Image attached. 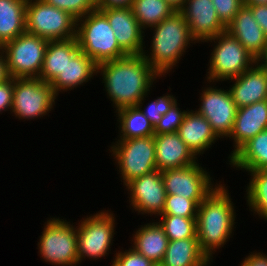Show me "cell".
Segmentation results:
<instances>
[{
    "instance_id": "cell-1",
    "label": "cell",
    "mask_w": 267,
    "mask_h": 266,
    "mask_svg": "<svg viewBox=\"0 0 267 266\" xmlns=\"http://www.w3.org/2000/svg\"><path fill=\"white\" fill-rule=\"evenodd\" d=\"M100 72L106 92L116 111L137 106L148 95L154 80L160 77L143 54L127 55L103 62L97 65V74Z\"/></svg>"
},
{
    "instance_id": "cell-2",
    "label": "cell",
    "mask_w": 267,
    "mask_h": 266,
    "mask_svg": "<svg viewBox=\"0 0 267 266\" xmlns=\"http://www.w3.org/2000/svg\"><path fill=\"white\" fill-rule=\"evenodd\" d=\"M222 184L199 204L196 215L197 239L202 252L211 261L213 252L225 245L232 234L235 210Z\"/></svg>"
},
{
    "instance_id": "cell-3",
    "label": "cell",
    "mask_w": 267,
    "mask_h": 266,
    "mask_svg": "<svg viewBox=\"0 0 267 266\" xmlns=\"http://www.w3.org/2000/svg\"><path fill=\"white\" fill-rule=\"evenodd\" d=\"M152 36L150 54L142 53L146 61L162 77L180 60L190 41L196 42L180 11H174L169 17L157 24ZM150 56V57H149Z\"/></svg>"
},
{
    "instance_id": "cell-4",
    "label": "cell",
    "mask_w": 267,
    "mask_h": 266,
    "mask_svg": "<svg viewBox=\"0 0 267 266\" xmlns=\"http://www.w3.org/2000/svg\"><path fill=\"white\" fill-rule=\"evenodd\" d=\"M76 38L79 49L97 65L128 55L119 46L107 17L98 9L77 19Z\"/></svg>"
},
{
    "instance_id": "cell-5",
    "label": "cell",
    "mask_w": 267,
    "mask_h": 266,
    "mask_svg": "<svg viewBox=\"0 0 267 266\" xmlns=\"http://www.w3.org/2000/svg\"><path fill=\"white\" fill-rule=\"evenodd\" d=\"M27 0L26 32L48 41L76 37L77 19L67 11L45 3L43 0Z\"/></svg>"
},
{
    "instance_id": "cell-6",
    "label": "cell",
    "mask_w": 267,
    "mask_h": 266,
    "mask_svg": "<svg viewBox=\"0 0 267 266\" xmlns=\"http://www.w3.org/2000/svg\"><path fill=\"white\" fill-rule=\"evenodd\" d=\"M216 43L211 52L207 80L210 82L233 79L255 65L256 59L227 31L205 42Z\"/></svg>"
},
{
    "instance_id": "cell-7",
    "label": "cell",
    "mask_w": 267,
    "mask_h": 266,
    "mask_svg": "<svg viewBox=\"0 0 267 266\" xmlns=\"http://www.w3.org/2000/svg\"><path fill=\"white\" fill-rule=\"evenodd\" d=\"M48 40L27 32L1 47L12 78H38Z\"/></svg>"
},
{
    "instance_id": "cell-8",
    "label": "cell",
    "mask_w": 267,
    "mask_h": 266,
    "mask_svg": "<svg viewBox=\"0 0 267 266\" xmlns=\"http://www.w3.org/2000/svg\"><path fill=\"white\" fill-rule=\"evenodd\" d=\"M44 227L38 242V249L44 261L61 266L78 264L76 228L70 222L59 218H51Z\"/></svg>"
},
{
    "instance_id": "cell-9",
    "label": "cell",
    "mask_w": 267,
    "mask_h": 266,
    "mask_svg": "<svg viewBox=\"0 0 267 266\" xmlns=\"http://www.w3.org/2000/svg\"><path fill=\"white\" fill-rule=\"evenodd\" d=\"M111 149L125 185L134 178L156 170L154 136L119 139Z\"/></svg>"
},
{
    "instance_id": "cell-10",
    "label": "cell",
    "mask_w": 267,
    "mask_h": 266,
    "mask_svg": "<svg viewBox=\"0 0 267 266\" xmlns=\"http://www.w3.org/2000/svg\"><path fill=\"white\" fill-rule=\"evenodd\" d=\"M56 96L50 83L39 78H14L11 111L19 119L41 118L52 110Z\"/></svg>"
},
{
    "instance_id": "cell-11",
    "label": "cell",
    "mask_w": 267,
    "mask_h": 266,
    "mask_svg": "<svg viewBox=\"0 0 267 266\" xmlns=\"http://www.w3.org/2000/svg\"><path fill=\"white\" fill-rule=\"evenodd\" d=\"M115 219L110 212H100L87 216L76 227L78 258L81 262L85 257L97 260L109 252L114 236Z\"/></svg>"
},
{
    "instance_id": "cell-12",
    "label": "cell",
    "mask_w": 267,
    "mask_h": 266,
    "mask_svg": "<svg viewBox=\"0 0 267 266\" xmlns=\"http://www.w3.org/2000/svg\"><path fill=\"white\" fill-rule=\"evenodd\" d=\"M166 194L194 200L198 205L215 189L210 174L198 163L161 171Z\"/></svg>"
},
{
    "instance_id": "cell-13",
    "label": "cell",
    "mask_w": 267,
    "mask_h": 266,
    "mask_svg": "<svg viewBox=\"0 0 267 266\" xmlns=\"http://www.w3.org/2000/svg\"><path fill=\"white\" fill-rule=\"evenodd\" d=\"M201 93V105L196 112L210 123L217 137H229L235 121L237 107L230 90H221L211 86Z\"/></svg>"
},
{
    "instance_id": "cell-14",
    "label": "cell",
    "mask_w": 267,
    "mask_h": 266,
    "mask_svg": "<svg viewBox=\"0 0 267 266\" xmlns=\"http://www.w3.org/2000/svg\"><path fill=\"white\" fill-rule=\"evenodd\" d=\"M130 192V202L135 211L142 214L161 215L166 200V190L162 173L154 170L143 176L132 179L126 184Z\"/></svg>"
},
{
    "instance_id": "cell-15",
    "label": "cell",
    "mask_w": 267,
    "mask_h": 266,
    "mask_svg": "<svg viewBox=\"0 0 267 266\" xmlns=\"http://www.w3.org/2000/svg\"><path fill=\"white\" fill-rule=\"evenodd\" d=\"M179 11L197 42L207 41L226 31V26L219 20L212 0H186Z\"/></svg>"
},
{
    "instance_id": "cell-16",
    "label": "cell",
    "mask_w": 267,
    "mask_h": 266,
    "mask_svg": "<svg viewBox=\"0 0 267 266\" xmlns=\"http://www.w3.org/2000/svg\"><path fill=\"white\" fill-rule=\"evenodd\" d=\"M96 9L107 17L119 46L128 55H141L144 52V31L130 7Z\"/></svg>"
},
{
    "instance_id": "cell-17",
    "label": "cell",
    "mask_w": 267,
    "mask_h": 266,
    "mask_svg": "<svg viewBox=\"0 0 267 266\" xmlns=\"http://www.w3.org/2000/svg\"><path fill=\"white\" fill-rule=\"evenodd\" d=\"M267 129V100L237 108L234 127L230 138L234 139V150L231 158L246 142L261 131Z\"/></svg>"
},
{
    "instance_id": "cell-18",
    "label": "cell",
    "mask_w": 267,
    "mask_h": 266,
    "mask_svg": "<svg viewBox=\"0 0 267 266\" xmlns=\"http://www.w3.org/2000/svg\"><path fill=\"white\" fill-rule=\"evenodd\" d=\"M155 162L159 171L193 165L197 157L177 132L155 134Z\"/></svg>"
},
{
    "instance_id": "cell-19",
    "label": "cell",
    "mask_w": 267,
    "mask_h": 266,
    "mask_svg": "<svg viewBox=\"0 0 267 266\" xmlns=\"http://www.w3.org/2000/svg\"><path fill=\"white\" fill-rule=\"evenodd\" d=\"M226 31L235 37L256 60L262 55L267 37L247 5L244 4L236 13L226 26Z\"/></svg>"
},
{
    "instance_id": "cell-20",
    "label": "cell",
    "mask_w": 267,
    "mask_h": 266,
    "mask_svg": "<svg viewBox=\"0 0 267 266\" xmlns=\"http://www.w3.org/2000/svg\"><path fill=\"white\" fill-rule=\"evenodd\" d=\"M256 65L229 79L235 81L229 90L237 108L267 100V72L258 63Z\"/></svg>"
},
{
    "instance_id": "cell-21",
    "label": "cell",
    "mask_w": 267,
    "mask_h": 266,
    "mask_svg": "<svg viewBox=\"0 0 267 266\" xmlns=\"http://www.w3.org/2000/svg\"><path fill=\"white\" fill-rule=\"evenodd\" d=\"M177 133L195 156L203 154L218 140L206 118L192 110L187 111Z\"/></svg>"
},
{
    "instance_id": "cell-22",
    "label": "cell",
    "mask_w": 267,
    "mask_h": 266,
    "mask_svg": "<svg viewBox=\"0 0 267 266\" xmlns=\"http://www.w3.org/2000/svg\"><path fill=\"white\" fill-rule=\"evenodd\" d=\"M97 74V64L89 58L84 52L79 50L69 60L57 77L50 83L53 91L58 95L59 91H68L88 82L94 74Z\"/></svg>"
},
{
    "instance_id": "cell-23",
    "label": "cell",
    "mask_w": 267,
    "mask_h": 266,
    "mask_svg": "<svg viewBox=\"0 0 267 266\" xmlns=\"http://www.w3.org/2000/svg\"><path fill=\"white\" fill-rule=\"evenodd\" d=\"M79 50L76 37L49 41L38 78L46 83H51Z\"/></svg>"
},
{
    "instance_id": "cell-24",
    "label": "cell",
    "mask_w": 267,
    "mask_h": 266,
    "mask_svg": "<svg viewBox=\"0 0 267 266\" xmlns=\"http://www.w3.org/2000/svg\"><path fill=\"white\" fill-rule=\"evenodd\" d=\"M133 249L153 263L163 261L169 239L158 222L145 224L133 235Z\"/></svg>"
},
{
    "instance_id": "cell-25",
    "label": "cell",
    "mask_w": 267,
    "mask_h": 266,
    "mask_svg": "<svg viewBox=\"0 0 267 266\" xmlns=\"http://www.w3.org/2000/svg\"><path fill=\"white\" fill-rule=\"evenodd\" d=\"M163 266H207L209 258L202 252L197 238L169 241Z\"/></svg>"
},
{
    "instance_id": "cell-26",
    "label": "cell",
    "mask_w": 267,
    "mask_h": 266,
    "mask_svg": "<svg viewBox=\"0 0 267 266\" xmlns=\"http://www.w3.org/2000/svg\"><path fill=\"white\" fill-rule=\"evenodd\" d=\"M27 0H0V46L26 32Z\"/></svg>"
},
{
    "instance_id": "cell-27",
    "label": "cell",
    "mask_w": 267,
    "mask_h": 266,
    "mask_svg": "<svg viewBox=\"0 0 267 266\" xmlns=\"http://www.w3.org/2000/svg\"><path fill=\"white\" fill-rule=\"evenodd\" d=\"M229 162L230 165L246 171L267 168V129L246 142Z\"/></svg>"
},
{
    "instance_id": "cell-28",
    "label": "cell",
    "mask_w": 267,
    "mask_h": 266,
    "mask_svg": "<svg viewBox=\"0 0 267 266\" xmlns=\"http://www.w3.org/2000/svg\"><path fill=\"white\" fill-rule=\"evenodd\" d=\"M144 99L145 97L137 106L125 107L116 111L119 119L117 121L120 122V139L144 138L155 135L153 125L141 111Z\"/></svg>"
},
{
    "instance_id": "cell-29",
    "label": "cell",
    "mask_w": 267,
    "mask_h": 266,
    "mask_svg": "<svg viewBox=\"0 0 267 266\" xmlns=\"http://www.w3.org/2000/svg\"><path fill=\"white\" fill-rule=\"evenodd\" d=\"M130 8L143 30L152 29L176 11L166 0H133Z\"/></svg>"
},
{
    "instance_id": "cell-30",
    "label": "cell",
    "mask_w": 267,
    "mask_h": 266,
    "mask_svg": "<svg viewBox=\"0 0 267 266\" xmlns=\"http://www.w3.org/2000/svg\"><path fill=\"white\" fill-rule=\"evenodd\" d=\"M248 172L252 176L246 190L248 205L267 220V168Z\"/></svg>"
},
{
    "instance_id": "cell-31",
    "label": "cell",
    "mask_w": 267,
    "mask_h": 266,
    "mask_svg": "<svg viewBox=\"0 0 267 266\" xmlns=\"http://www.w3.org/2000/svg\"><path fill=\"white\" fill-rule=\"evenodd\" d=\"M158 223L164 229L169 241L197 238L196 218H185L174 215H160Z\"/></svg>"
},
{
    "instance_id": "cell-32",
    "label": "cell",
    "mask_w": 267,
    "mask_h": 266,
    "mask_svg": "<svg viewBox=\"0 0 267 266\" xmlns=\"http://www.w3.org/2000/svg\"><path fill=\"white\" fill-rule=\"evenodd\" d=\"M198 206L194 200L187 197L166 194L165 206L161 215L196 218Z\"/></svg>"
},
{
    "instance_id": "cell-33",
    "label": "cell",
    "mask_w": 267,
    "mask_h": 266,
    "mask_svg": "<svg viewBox=\"0 0 267 266\" xmlns=\"http://www.w3.org/2000/svg\"><path fill=\"white\" fill-rule=\"evenodd\" d=\"M61 10L67 11L74 18L84 17L96 9L95 0H43Z\"/></svg>"
},
{
    "instance_id": "cell-34",
    "label": "cell",
    "mask_w": 267,
    "mask_h": 266,
    "mask_svg": "<svg viewBox=\"0 0 267 266\" xmlns=\"http://www.w3.org/2000/svg\"><path fill=\"white\" fill-rule=\"evenodd\" d=\"M177 101L171 108L162 116L160 121L154 127L155 134L175 133L182 124L187 111H179Z\"/></svg>"
},
{
    "instance_id": "cell-35",
    "label": "cell",
    "mask_w": 267,
    "mask_h": 266,
    "mask_svg": "<svg viewBox=\"0 0 267 266\" xmlns=\"http://www.w3.org/2000/svg\"><path fill=\"white\" fill-rule=\"evenodd\" d=\"M177 100L173 95H165L162 97H158V99L154 100L150 105L146 107V110H142L143 114L148 118L153 127L160 121L162 116L171 108V106Z\"/></svg>"
},
{
    "instance_id": "cell-36",
    "label": "cell",
    "mask_w": 267,
    "mask_h": 266,
    "mask_svg": "<svg viewBox=\"0 0 267 266\" xmlns=\"http://www.w3.org/2000/svg\"><path fill=\"white\" fill-rule=\"evenodd\" d=\"M219 20L227 26L244 6L245 0H212Z\"/></svg>"
},
{
    "instance_id": "cell-37",
    "label": "cell",
    "mask_w": 267,
    "mask_h": 266,
    "mask_svg": "<svg viewBox=\"0 0 267 266\" xmlns=\"http://www.w3.org/2000/svg\"><path fill=\"white\" fill-rule=\"evenodd\" d=\"M119 252L115 255L113 266H151L153 264L152 261L136 252L132 247L127 251L125 250L124 253Z\"/></svg>"
},
{
    "instance_id": "cell-38",
    "label": "cell",
    "mask_w": 267,
    "mask_h": 266,
    "mask_svg": "<svg viewBox=\"0 0 267 266\" xmlns=\"http://www.w3.org/2000/svg\"><path fill=\"white\" fill-rule=\"evenodd\" d=\"M14 91V78L10 77L8 80L0 84V113L12 108Z\"/></svg>"
},
{
    "instance_id": "cell-39",
    "label": "cell",
    "mask_w": 267,
    "mask_h": 266,
    "mask_svg": "<svg viewBox=\"0 0 267 266\" xmlns=\"http://www.w3.org/2000/svg\"><path fill=\"white\" fill-rule=\"evenodd\" d=\"M245 5H247L251 9L256 22L262 28L265 36L267 37V4H245Z\"/></svg>"
},
{
    "instance_id": "cell-40",
    "label": "cell",
    "mask_w": 267,
    "mask_h": 266,
    "mask_svg": "<svg viewBox=\"0 0 267 266\" xmlns=\"http://www.w3.org/2000/svg\"><path fill=\"white\" fill-rule=\"evenodd\" d=\"M241 266H267V255L263 253H251L241 263Z\"/></svg>"
},
{
    "instance_id": "cell-41",
    "label": "cell",
    "mask_w": 267,
    "mask_h": 266,
    "mask_svg": "<svg viewBox=\"0 0 267 266\" xmlns=\"http://www.w3.org/2000/svg\"><path fill=\"white\" fill-rule=\"evenodd\" d=\"M133 0H95L96 8L131 7Z\"/></svg>"
},
{
    "instance_id": "cell-42",
    "label": "cell",
    "mask_w": 267,
    "mask_h": 266,
    "mask_svg": "<svg viewBox=\"0 0 267 266\" xmlns=\"http://www.w3.org/2000/svg\"><path fill=\"white\" fill-rule=\"evenodd\" d=\"M0 84L5 82L10 78L7 71L6 58L4 56V52L0 51Z\"/></svg>"
},
{
    "instance_id": "cell-43",
    "label": "cell",
    "mask_w": 267,
    "mask_h": 266,
    "mask_svg": "<svg viewBox=\"0 0 267 266\" xmlns=\"http://www.w3.org/2000/svg\"><path fill=\"white\" fill-rule=\"evenodd\" d=\"M256 62L267 72V44L264 48L262 55L256 60Z\"/></svg>"
},
{
    "instance_id": "cell-44",
    "label": "cell",
    "mask_w": 267,
    "mask_h": 266,
    "mask_svg": "<svg viewBox=\"0 0 267 266\" xmlns=\"http://www.w3.org/2000/svg\"><path fill=\"white\" fill-rule=\"evenodd\" d=\"M176 11H179L186 0H166Z\"/></svg>"
},
{
    "instance_id": "cell-45",
    "label": "cell",
    "mask_w": 267,
    "mask_h": 266,
    "mask_svg": "<svg viewBox=\"0 0 267 266\" xmlns=\"http://www.w3.org/2000/svg\"><path fill=\"white\" fill-rule=\"evenodd\" d=\"M245 4H267V0H245Z\"/></svg>"
},
{
    "instance_id": "cell-46",
    "label": "cell",
    "mask_w": 267,
    "mask_h": 266,
    "mask_svg": "<svg viewBox=\"0 0 267 266\" xmlns=\"http://www.w3.org/2000/svg\"><path fill=\"white\" fill-rule=\"evenodd\" d=\"M151 266H163L162 263H153Z\"/></svg>"
}]
</instances>
